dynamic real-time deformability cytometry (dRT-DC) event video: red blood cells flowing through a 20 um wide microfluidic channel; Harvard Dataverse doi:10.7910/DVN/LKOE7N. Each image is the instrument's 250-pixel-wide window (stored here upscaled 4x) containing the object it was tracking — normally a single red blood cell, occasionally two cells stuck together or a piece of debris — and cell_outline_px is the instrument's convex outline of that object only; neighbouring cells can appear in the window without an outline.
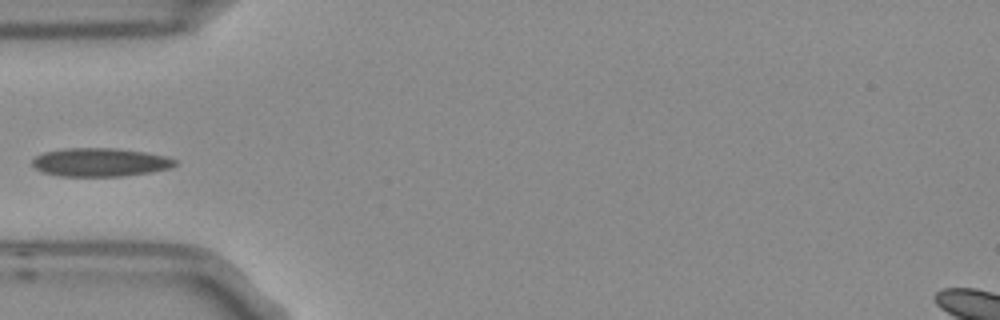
{"species": "Egyptian fruit bat (a non-hibernating species)", "species_latin": "Rousettus aegyptiacus", "temperature_condition": "room temperature", "stored_images_in_passage": 6, "camera_frame_rate_fps": 3000, "um_per_image_px": 0.085, "frame": {"image": 1, "passage_image": 5, "time_ms": 1.333, "image_size_px": [1000, 320], "cell_outline_px": [[176, 164], [172, 168], [152, 172], [124, 176], [60, 176], [44, 172], [36, 168], [32, 164], [32, 160], [36, 156], [44, 152], [64, 148], [116, 148], [144, 152], [168, 156], [176, 160]], "centroid_in_image_um": [8.55, 13.79], "position_along_channel_um": 76.5, "area_um2": 23.76}}
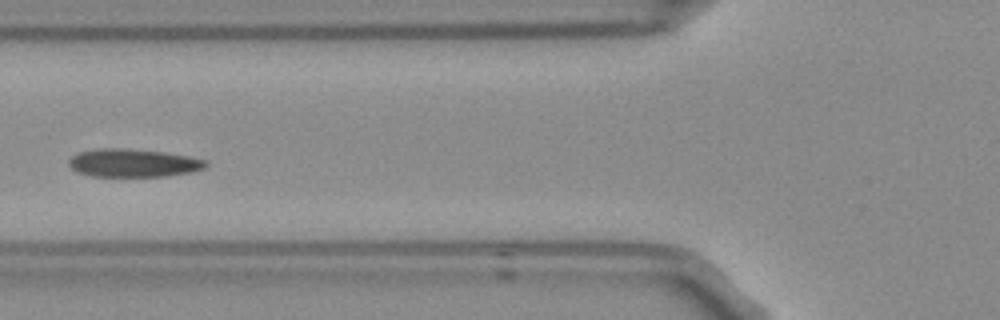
{"frame": {"image": 2, "passage_image": 6, "time_ms": 1.667, "image_size_px": [1000, 320], "cell_outline_px": [[208, 164], [204, 168], [192, 172], [164, 176], [92, 176], [76, 172], [68, 164], [68, 160], [76, 152], [100, 148], [128, 148], [164, 152], [188, 156], [208, 160]], "centroid_in_image_um": [11.31, 13.84], "position_along_channel_um": 114.5, "area_um2": 22.6}}